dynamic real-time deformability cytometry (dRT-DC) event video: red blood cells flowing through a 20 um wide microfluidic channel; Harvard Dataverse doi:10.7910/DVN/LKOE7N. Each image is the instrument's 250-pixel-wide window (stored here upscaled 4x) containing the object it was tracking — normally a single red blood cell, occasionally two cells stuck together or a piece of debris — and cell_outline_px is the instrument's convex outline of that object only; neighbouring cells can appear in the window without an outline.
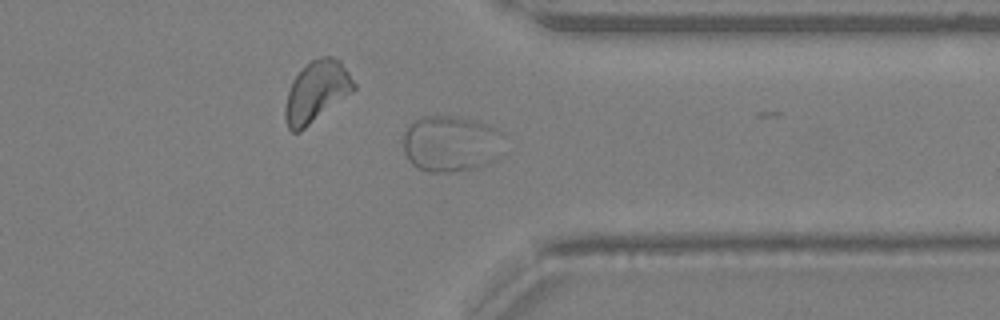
{"species": "Egyptian fruit bat (a non-hibernating species)", "species_latin": "Rousettus aegyptiacus", "temperature_condition": "warm", "stored_images_in_passage": 36, "camera_frame_rate_fps": 3000, "um_per_image_px": 0.085, "animal": {"sex": "female"}, "frame": {"image": 1, "passage_image": 31, "time_ms": 10.0, "image_size_px": [1000, 320], "cell_outline_px": [[504, 132], [500, 160], [480, 168], [452, 172], [428, 172], [416, 168], [408, 160], [404, 152], [404, 132], [408, 124], [412, 120], [420, 116], [456, 116], [476, 120], [500, 128]], "centroid_in_image_um": [38.38, 12.22], "position_along_channel_um": 373.0, "area_um2": 34.33}}